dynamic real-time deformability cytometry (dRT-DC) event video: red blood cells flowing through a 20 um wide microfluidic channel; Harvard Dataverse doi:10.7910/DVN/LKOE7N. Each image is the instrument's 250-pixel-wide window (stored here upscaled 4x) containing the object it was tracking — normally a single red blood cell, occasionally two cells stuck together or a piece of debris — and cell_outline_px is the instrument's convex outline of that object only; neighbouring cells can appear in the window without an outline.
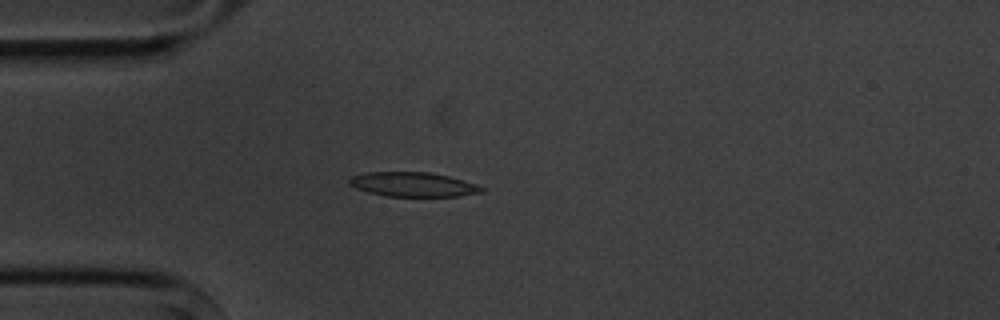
{"species": "common noctule bat (a hibernating species)", "species_latin": "Nyctalus noctula", "temperature_condition": "cold", "stored_images_in_passage": 4, "camera_frame_rate_fps": 3000, "um_per_image_px": 0.085, "animal": {"sex": "male", "body_mass_g": 20.1, "forearm_length_mm": 53.5}, "frame": {"image": 1, "passage_image": 4, "time_ms": 4.333, "image_size_px": [1000, 320], "cell_outline_px": [[484, 192], [460, 196], [388, 196], [368, 192], [356, 188], [348, 184], [348, 180], [352, 176], [368, 172], [428, 172], [448, 176], [476, 184], [484, 188]], "centroid_in_image_um": [35.11, 15.68], "position_along_channel_um": 49.9, "area_um2": 18.73}}